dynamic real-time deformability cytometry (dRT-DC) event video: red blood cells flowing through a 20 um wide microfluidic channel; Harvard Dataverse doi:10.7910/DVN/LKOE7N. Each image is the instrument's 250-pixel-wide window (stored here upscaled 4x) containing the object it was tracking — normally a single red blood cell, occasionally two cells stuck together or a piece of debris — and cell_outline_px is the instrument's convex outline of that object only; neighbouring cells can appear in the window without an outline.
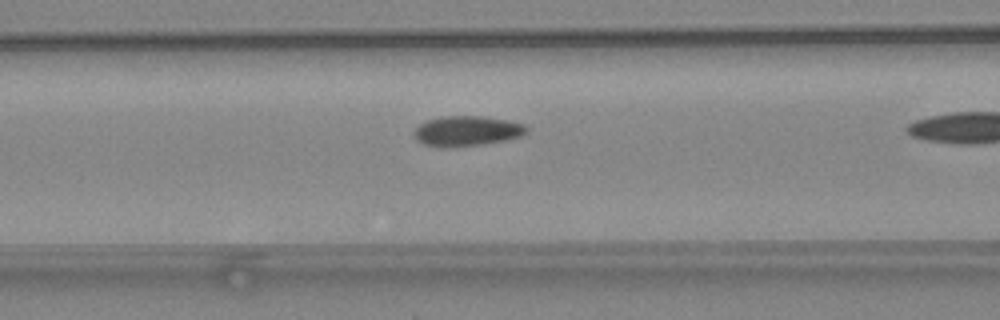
{"species": "common noctule bat (a hibernating species)", "species_latin": "Nyctalus noctula", "temperature_condition": "warm", "stored_images_in_passage": 26, "camera_frame_rate_fps": 3000, "um_per_image_px": 0.085, "animal": {"sex": "female", "body_mass_g": 24.6, "forearm_length_mm": 56.2}, "frame": {"image": 1, "passage_image": 15, "time_ms": 4.667, "image_size_px": [1000, 320], "cell_outline_px": [[528, 132], [520, 136], [504, 140], [480, 144], [452, 148], [440, 148], [424, 144], [416, 140], [412, 132], [420, 124], [428, 120], [440, 116], [484, 116], [524, 124], [528, 128]], "centroid_in_image_um": [39.63, 11.14], "position_along_channel_um": 127.0, "area_um2": 19.83}}
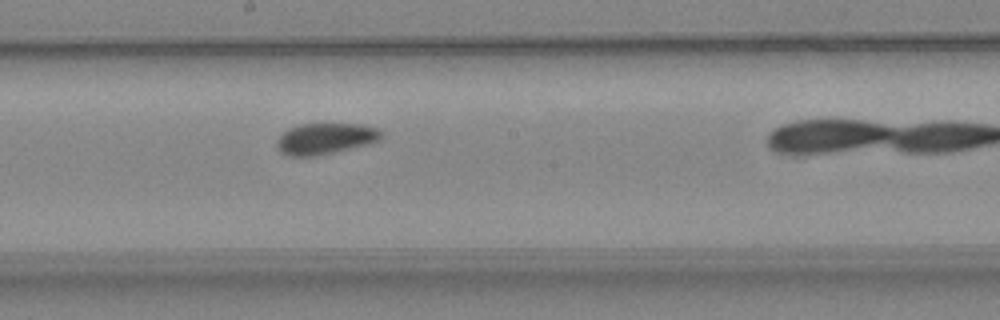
{"frame": {"image": 2, "passage_image": 22, "time_ms": 7.0, "image_size_px": [1000, 320], "cell_outline_px": [[384, 136], [380, 140], [368, 144], [316, 156], [288, 156], [280, 152], [276, 144], [276, 140], [288, 128], [300, 124], [360, 124], [376, 128]], "centroid_in_image_um": [27.63, 11.78], "position_along_channel_um": 220.6, "area_um2": 18.9}}
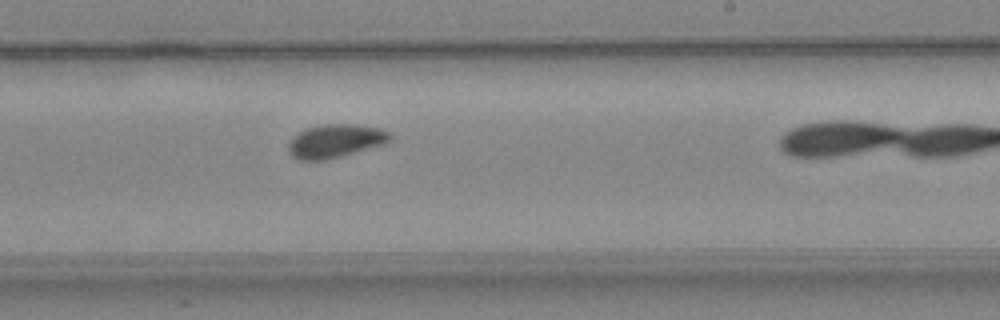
{"frame": {"image": 3, "passage_image": 25, "time_ms": 8.0, "image_size_px": [1000, 320], "cell_outline_px": [[392, 140], [384, 144], [340, 156], [324, 160], [296, 160], [288, 152], [288, 144], [292, 136], [304, 128], [324, 124], [352, 124], [380, 128], [392, 132]], "centroid_in_image_um": [28.49, 11.97], "position_along_channel_um": 260.5, "area_um2": 20.0}}